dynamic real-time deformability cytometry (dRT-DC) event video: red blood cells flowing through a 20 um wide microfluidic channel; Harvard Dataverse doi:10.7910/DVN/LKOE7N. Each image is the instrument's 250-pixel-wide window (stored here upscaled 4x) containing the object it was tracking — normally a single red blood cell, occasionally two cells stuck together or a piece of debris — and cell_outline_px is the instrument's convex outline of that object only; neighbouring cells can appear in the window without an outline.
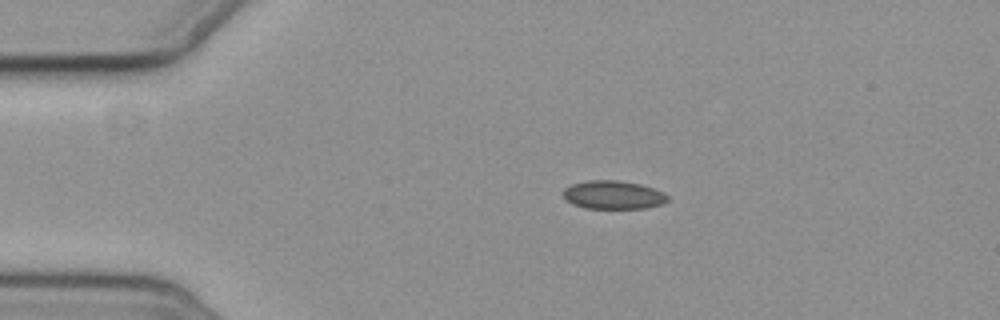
{"species": "common noctule bat (a hibernating species)", "species_latin": "Nyctalus noctula", "temperature_condition": "cold", "stored_images_in_passage": 4, "camera_frame_rate_fps": 3000, "um_per_image_px": 0.085, "animal": {"sex": "female", "body_mass_g": 19.3, "forearm_length_mm": 54.1}, "frame": {"image": 1, "passage_image": 3, "time_ms": 3.333, "image_size_px": [1000, 320], "cell_outline_px": [[668, 200], [664, 204], [644, 208], [584, 208], [572, 204], [564, 196], [564, 188], [572, 184], [588, 180], [620, 180], [640, 184], [664, 192], [668, 196]], "centroid_in_image_um": [52.15, 16.56], "position_along_channel_um": 32.9, "area_um2": 17.28}}